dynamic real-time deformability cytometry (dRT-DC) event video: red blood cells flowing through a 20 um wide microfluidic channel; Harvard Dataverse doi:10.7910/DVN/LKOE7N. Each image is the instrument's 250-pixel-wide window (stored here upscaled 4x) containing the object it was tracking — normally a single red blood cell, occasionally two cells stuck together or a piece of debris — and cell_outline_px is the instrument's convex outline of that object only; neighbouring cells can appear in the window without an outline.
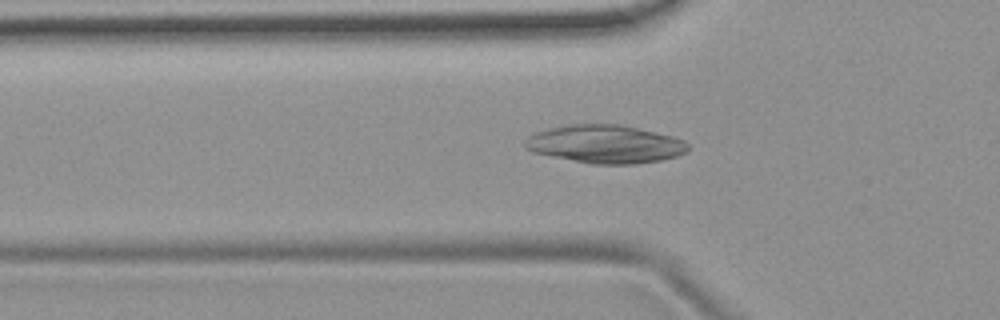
{"species": "common noctule bat (a hibernating species)", "species_latin": "Nyctalus noctula", "temperature_condition": "room temperature", "stored_images_in_passage": 44, "camera_frame_rate_fps": 3000, "um_per_image_px": 0.085, "animal": {"sex": "female", "body_mass_g": 19.9}, "frame": {"image": 1, "passage_image": 15, "time_ms": 4.667, "image_size_px": [1000, 320], "cell_outline_px": [[688, 152], [676, 156], [660, 160], [636, 164], [592, 164], [532, 152], [524, 148], [524, 140], [528, 136], [536, 132], [548, 128], [568, 124], [620, 124], [672, 136], [684, 140], [688, 144]], "centroid_in_image_um": [51.42, 12.25], "position_along_channel_um": 74.4, "area_um2": 36.3}}
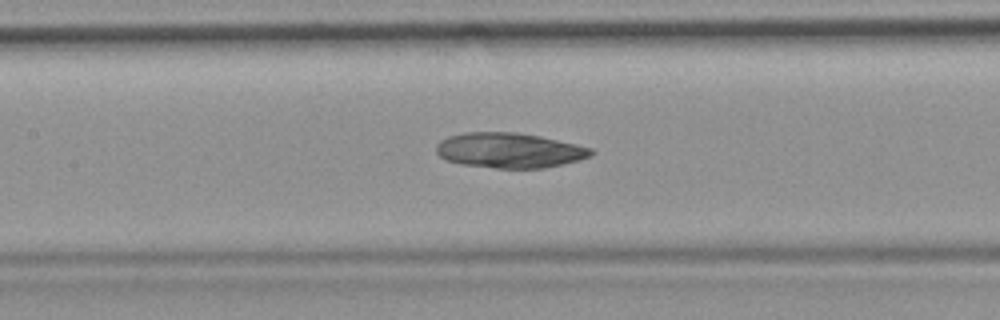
{"frame": {"image": 2, "passage_image": 22, "time_ms": 7.0, "image_size_px": [1000, 320], "cell_outline_px": [[596, 152], [592, 156], [580, 160], [564, 164], [544, 168], [496, 168], [460, 164], [444, 160], [436, 152], [436, 144], [440, 140], [448, 136], [464, 132], [516, 132], [540, 136], [592, 148]], "centroid_in_image_um": [43.29, 12.78], "position_along_channel_um": 164.1, "area_um2": 31.96}}
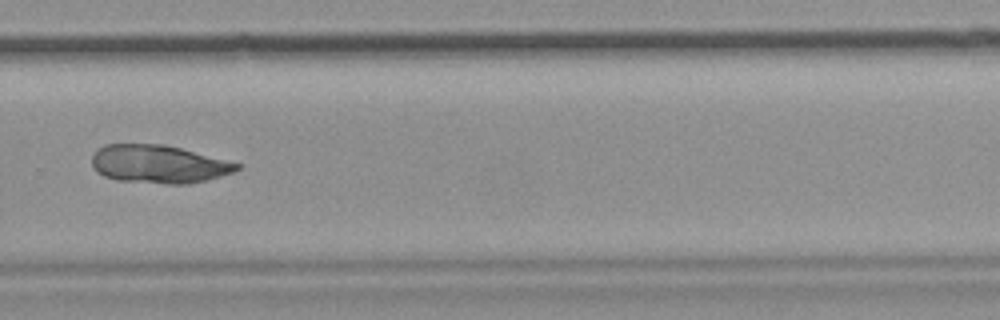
{"frame": {"image": 3, "passage_image": 34, "time_ms": 11.0, "image_size_px": [1000, 320], "cell_outline_px": [[240, 168], [232, 172], [208, 180], [188, 184], [168, 184], [116, 180], [104, 176], [96, 172], [92, 168], [92, 156], [104, 144], [164, 144], [180, 148], [240, 164]], "centroid_in_image_um": [13.44, 13.96], "position_along_channel_um": 316.4, "area_um2": 32.08}}